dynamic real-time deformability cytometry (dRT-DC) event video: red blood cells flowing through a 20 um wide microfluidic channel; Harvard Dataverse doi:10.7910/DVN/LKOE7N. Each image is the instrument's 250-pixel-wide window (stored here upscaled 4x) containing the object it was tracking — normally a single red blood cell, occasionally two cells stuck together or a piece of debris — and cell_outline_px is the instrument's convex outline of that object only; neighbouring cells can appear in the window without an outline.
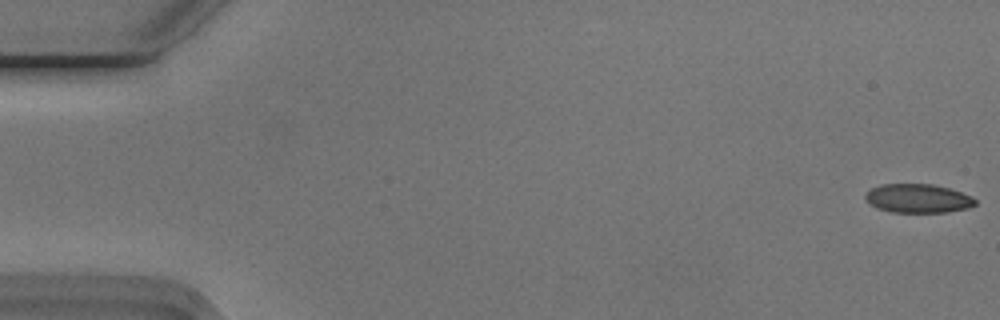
{"species": "Egyptian fruit bat (a non-hibernating species)", "species_latin": "Rousettus aegyptiacus", "temperature_condition": "cold", "stored_images_in_passage": 55, "camera_frame_rate_fps": 3000, "um_per_image_px": 0.085, "animal": {"sex": "male"}, "frame": {"image": 1, "passage_image": 1, "time_ms": 0.0, "image_size_px": [1000, 320], "cell_outline_px": [[976, 204], [968, 208], [948, 212], [892, 212], [876, 208], [864, 196], [872, 188], [880, 184], [932, 184], [948, 188], [972, 196], [976, 200]], "centroid_in_image_um": [78.05, 16.86], "position_along_channel_um": 7.0, "area_um2": 18.32}}
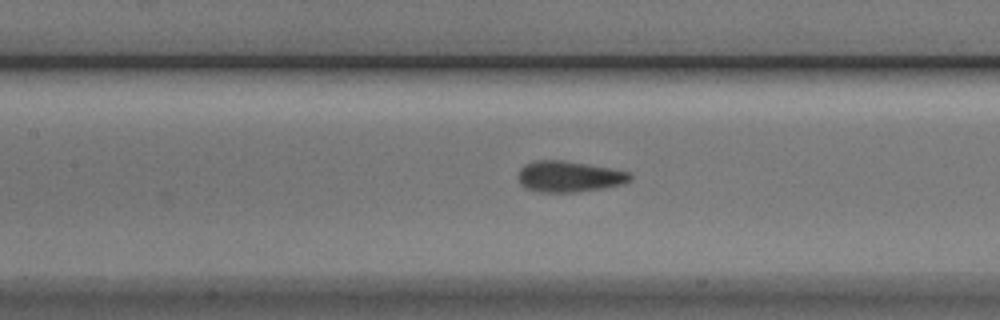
{"frame": {"image": 2, "passage_image": 25, "time_ms": 8.0, "image_size_px": [1000, 320], "cell_outline_px": [[632, 180], [624, 184], [600, 188], [572, 192], [540, 192], [524, 188], [520, 184], [520, 168], [524, 164], [536, 160], [564, 160], [608, 168], [628, 172], [632, 176]], "centroid_in_image_um": [48.35, 15.0], "position_along_channel_um": 159.0, "area_um2": 20.0}}
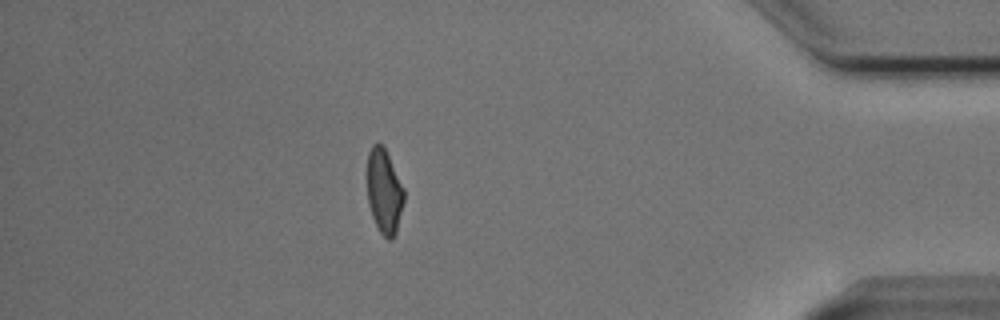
{"frame": {"image": 3, "passage_image": 48, "time_ms": 15.667, "image_size_px": [1000, 320], "cell_outline_px": [[404, 200], [396, 232], [392, 240], [388, 240], [380, 232], [372, 216], [368, 204], [364, 176], [368, 152], [372, 144], [380, 144], [384, 148], [404, 188]], "centroid_in_image_um": [32.6, 16.25], "position_along_channel_um": 402.6, "area_um2": 18.55}, "authors_computed_cell_mechanics": {"area_um2": 19.4208, "velocity_mm_per_s": 3.7477, "shape_relaxation_time_tau1_ms": 8.6745, "shape_relaxation_time_tau2_ms": 0.8869, "deformation_change_tau1": 0.1824, "deformation_change_tau2": 0.0544}}